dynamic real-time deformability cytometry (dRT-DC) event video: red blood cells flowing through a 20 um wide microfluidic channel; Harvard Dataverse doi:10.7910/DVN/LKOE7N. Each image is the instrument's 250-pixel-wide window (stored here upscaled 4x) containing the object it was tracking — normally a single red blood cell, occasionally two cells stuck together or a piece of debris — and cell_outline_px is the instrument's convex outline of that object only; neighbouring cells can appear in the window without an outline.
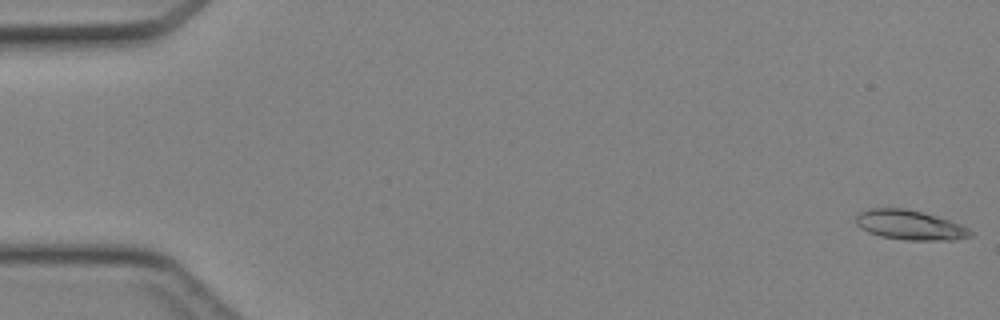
{"species": "Egyptian fruit bat (a non-hibernating species)", "species_latin": "Rousettus aegyptiacus", "temperature_condition": "cold", "stored_images_in_passage": 45, "camera_frame_rate_fps": 3000, "um_per_image_px": 0.085, "animal": {"sex": "female"}, "frame": {"image": 1, "passage_image": 1, "time_ms": 0.0, "image_size_px": [1000, 320], "cell_outline_px": [[972, 236], [956, 240], [904, 240], [880, 236], [868, 232], [860, 228], [856, 224], [856, 216], [860, 212], [872, 208], [904, 208], [936, 216], [960, 224], [968, 228], [972, 232]], "centroid_in_image_um": [77.33, 19.14], "position_along_channel_um": 7.7, "area_um2": 19.71}}
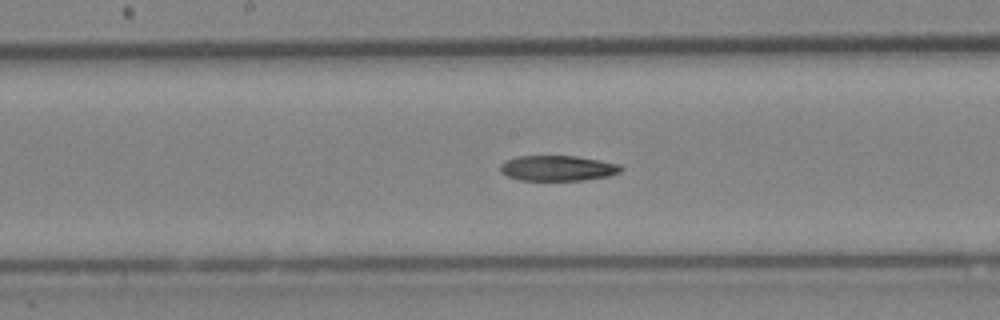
{"frame": {"image": 2, "passage_image": 24, "time_ms": 7.667, "image_size_px": [1000, 320], "cell_outline_px": [[624, 168], [620, 172], [608, 176], [584, 180], [520, 180], [508, 176], [500, 172], [500, 164], [516, 156], [576, 156], [600, 160], [620, 164]], "centroid_in_image_um": [47.42, 14.29], "position_along_channel_um": 200.8, "area_um2": 17.86}}
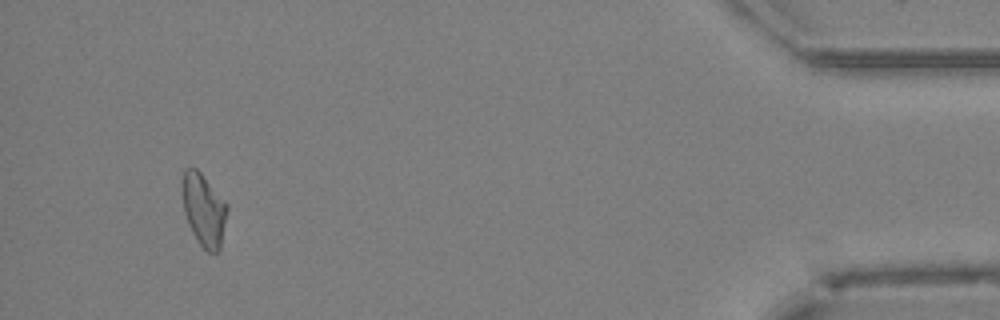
{"frame": {"image": 3, "passage_image": 43, "time_ms": 14.0, "image_size_px": [1000, 320], "cell_outline_px": [[228, 208], [220, 248], [216, 252], [208, 252], [200, 244], [192, 232], [188, 224], [184, 212], [180, 184], [184, 172], [188, 168], [196, 168], [200, 172], [228, 204]], "centroid_in_image_um": [17.3, 17.81], "position_along_channel_um": 417.9, "area_um2": 18.96}}